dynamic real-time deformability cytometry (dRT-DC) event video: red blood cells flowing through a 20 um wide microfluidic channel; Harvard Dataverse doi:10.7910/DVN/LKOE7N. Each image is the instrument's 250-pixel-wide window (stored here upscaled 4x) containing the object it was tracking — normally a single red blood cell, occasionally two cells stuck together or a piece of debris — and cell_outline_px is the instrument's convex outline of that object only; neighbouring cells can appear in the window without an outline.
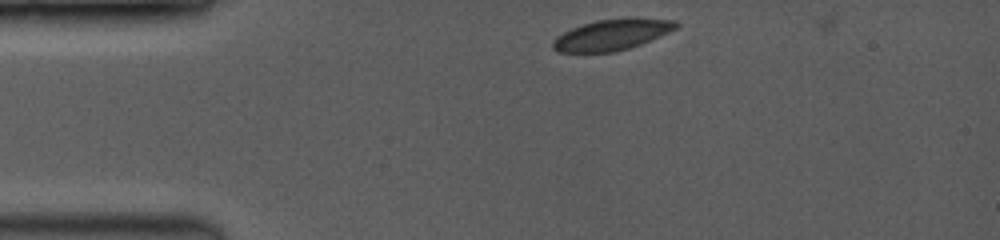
{"species": "common noctule bat (a hibernating species)", "species_latin": "Nyctalus noctula", "temperature_condition": "room temperature", "stored_images_in_passage": 40, "camera_frame_rate_fps": 3500, "um_per_image_px": 0.085, "animal": {"sex": "female", "body_mass_g": 19.0, "forearm_length_mm": 53.3}, "frame": {"image": 1, "passage_image": 1, "time_ms": 0.0, "image_size_px": [1000, 240], "cell_outline_px": [[680, 24], [676, 28], [668, 32], [640, 44], [628, 48], [612, 52], [560, 52], [552, 48], [552, 44], [556, 36], [572, 28], [596, 20], [672, 20]], "centroid_in_image_um": [51.92, 2.99], "position_along_channel_um": 33.1, "area_um2": 21.1}}
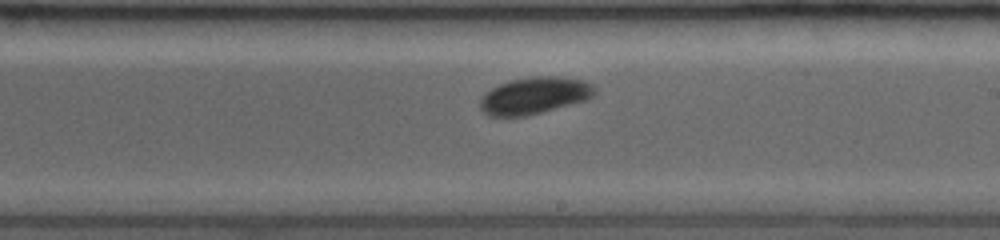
{"frame": {"image": 2, "passage_image": 23, "time_ms": 6.286, "image_size_px": [1000, 240], "cell_outline_px": [[596, 92], [588, 100], [524, 116], [488, 116], [480, 108], [480, 100], [484, 92], [508, 80], [532, 76], [560, 76], [584, 80], [592, 84], [596, 88]], "centroid_in_image_um": [45.44, 8.11], "position_along_channel_um": 243.6, "area_um2": 24.8}}
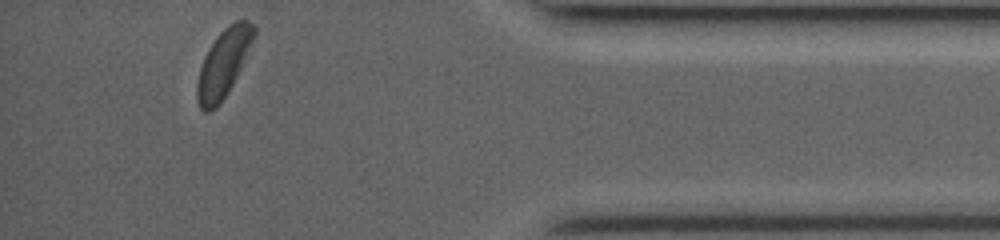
{"frame": {"image": 3, "passage_image": 40, "time_ms": 11.143, "image_size_px": [1000, 240], "cell_outline_px": [[256, 36], [228, 92], [220, 104], [216, 108], [208, 112], [204, 112], [200, 108], [196, 96], [196, 88], [200, 68], [204, 56], [208, 48], [216, 36], [228, 24], [236, 20], [248, 20], [256, 28]], "centroid_in_image_um": [18.99, 5.36], "position_along_channel_um": 416.2, "area_um2": 22.43}, "authors_computed_cell_mechanics": {"area_um2": 23.3512, "velocity_mm_per_s": 4.0663, "shape_relaxation_time_tau1_ms": 0.989, "shape_relaxation_time_tau2_ms": null, "deformation_change_tau1": 0.052, "deformation_change_tau2": null}}